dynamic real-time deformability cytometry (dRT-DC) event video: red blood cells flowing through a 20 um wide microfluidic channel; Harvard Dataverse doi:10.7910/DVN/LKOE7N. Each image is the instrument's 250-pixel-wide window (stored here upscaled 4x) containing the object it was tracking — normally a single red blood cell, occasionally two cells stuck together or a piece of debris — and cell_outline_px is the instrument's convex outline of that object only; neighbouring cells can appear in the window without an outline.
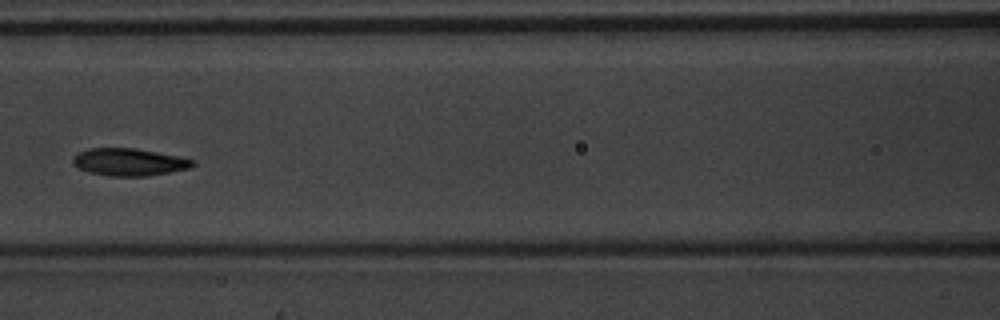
{"species": "common noctule bat (a hibernating species)", "species_latin": "Nyctalus noctula", "temperature_condition": "warm", "stored_images_in_passage": 7, "camera_frame_rate_fps": 3000, "um_per_image_px": 0.085, "animal": {"sex": "male", "body_mass_g": 20.1, "forearm_length_mm": 53.5}, "frame": {"image": 1, "passage_image": 7, "time_ms": 2.0, "image_size_px": [1000, 320], "cell_outline_px": [[196, 164], [188, 168], [148, 176], [108, 176], [88, 172], [72, 164], [72, 160], [80, 152], [88, 148], [132, 148], [156, 152], [196, 160]], "centroid_in_image_um": [10.96, 13.78], "position_along_channel_um": 155.6, "area_um2": 18.9}}